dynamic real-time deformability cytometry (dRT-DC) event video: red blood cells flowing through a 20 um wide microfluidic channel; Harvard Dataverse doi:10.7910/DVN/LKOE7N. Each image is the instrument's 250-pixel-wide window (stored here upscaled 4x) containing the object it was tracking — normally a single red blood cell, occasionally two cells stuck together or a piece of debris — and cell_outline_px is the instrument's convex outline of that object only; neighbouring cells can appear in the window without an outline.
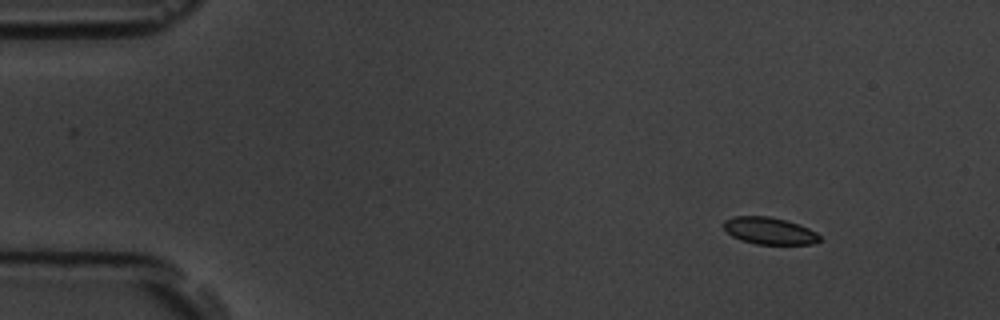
{"species": "common noctule bat (a hibernating species)", "species_latin": "Nyctalus noctula", "temperature_condition": "room temperature", "stored_images_in_passage": 5, "camera_frame_rate_fps": 3000, "um_per_image_px": 0.085, "animal": {"sex": "male", "body_mass_g": 19.5, "forearm_length_mm": 54.6}, "frame": {"image": 1, "passage_image": 1, "time_ms": 0.0, "image_size_px": [1000, 320], "cell_outline_px": [[820, 240], [812, 244], [756, 244], [740, 240], [732, 236], [724, 228], [724, 220], [732, 216], [768, 216], [788, 220], [808, 228], [816, 232], [820, 236]], "centroid_in_image_um": [65.39, 19.61], "position_along_channel_um": 19.6, "area_um2": 15.14}}
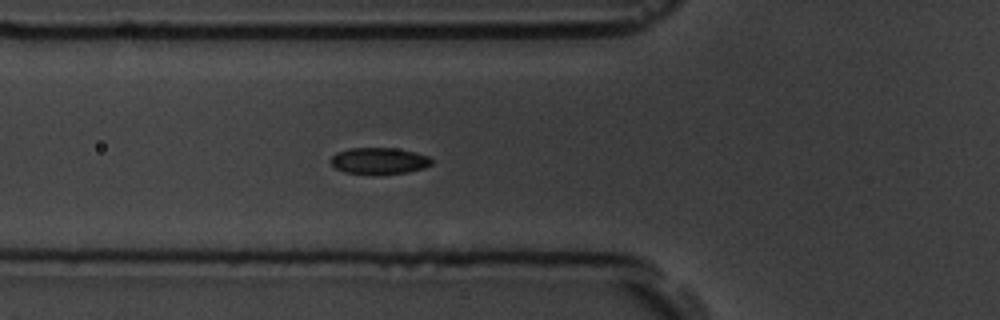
{"frame": {"image": 2, "passage_image": 5, "time_ms": 4.667, "image_size_px": [1000, 320], "cell_outline_px": [[432, 164], [424, 168], [408, 172], [344, 172], [336, 168], [328, 160], [336, 152], [352, 148], [396, 148], [428, 156], [432, 160]], "centroid_in_image_um": [32.21, 13.64], "position_along_channel_um": 93.6, "area_um2": 14.97}}